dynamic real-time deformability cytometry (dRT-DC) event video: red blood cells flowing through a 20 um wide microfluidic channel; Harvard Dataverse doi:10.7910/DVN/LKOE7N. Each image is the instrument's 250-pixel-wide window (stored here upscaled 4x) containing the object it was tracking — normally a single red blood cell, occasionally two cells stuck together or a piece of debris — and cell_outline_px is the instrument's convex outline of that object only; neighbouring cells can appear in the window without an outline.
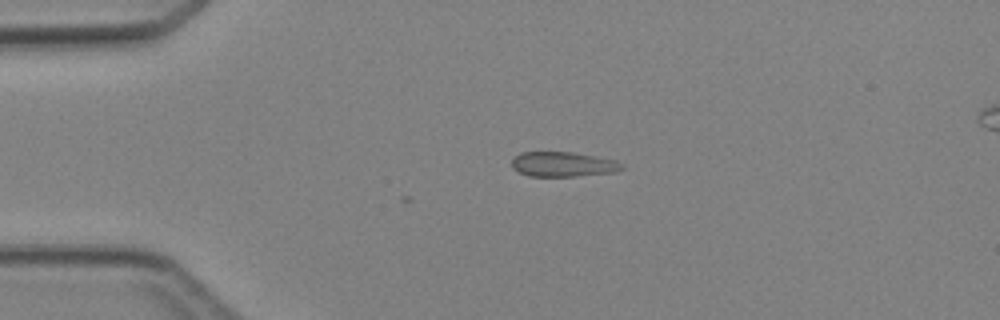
{"species": "Egyptian fruit bat (a non-hibernating species)", "species_latin": "Rousettus aegyptiacus", "temperature_condition": "cold", "stored_images_in_passage": 5, "camera_frame_rate_fps": 3000, "um_per_image_px": 0.085, "animal": {"sex": "female"}, "frame": {"image": 1, "passage_image": 3, "time_ms": 2.333, "image_size_px": [1000, 320], "cell_outline_px": [[624, 168], [616, 172], [576, 176], [528, 176], [512, 168], [512, 160], [520, 152], [572, 152], [616, 160], [624, 164]], "centroid_in_image_um": [47.88, 13.96], "position_along_channel_um": 37.1, "area_um2": 15.95}}
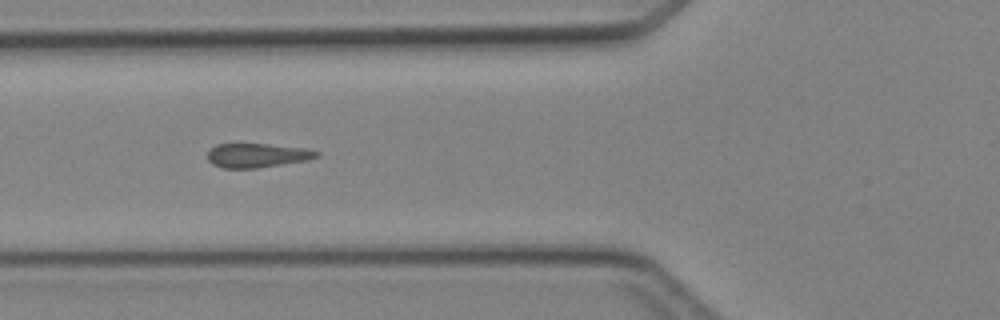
{"frame": {"image": 2, "passage_image": 5, "time_ms": 4.667, "image_size_px": [1000, 320], "cell_outline_px": [[320, 156], [308, 160], [256, 168], [220, 168], [212, 164], [208, 160], [208, 152], [216, 144], [268, 144], [308, 148], [320, 152]], "centroid_in_image_um": [21.89, 13.21], "position_along_channel_um": 103.9, "area_um2": 15.43}}